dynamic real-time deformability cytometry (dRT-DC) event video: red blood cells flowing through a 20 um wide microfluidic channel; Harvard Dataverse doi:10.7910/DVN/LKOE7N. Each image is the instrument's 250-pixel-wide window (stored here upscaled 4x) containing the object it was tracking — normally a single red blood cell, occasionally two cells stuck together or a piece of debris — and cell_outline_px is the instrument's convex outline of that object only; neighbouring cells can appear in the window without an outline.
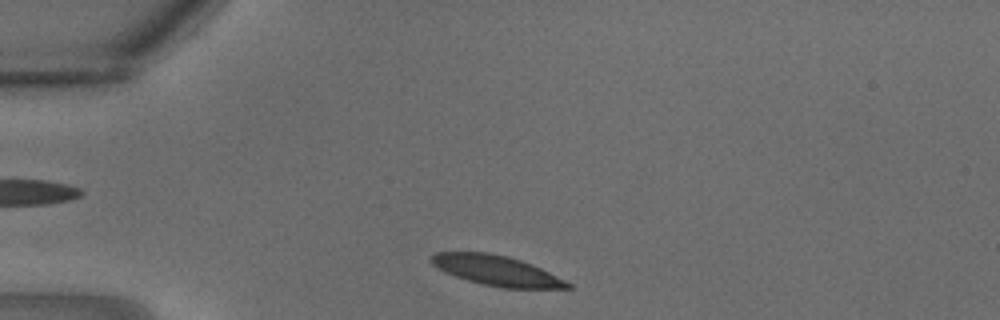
{"species": "common noctule bat (a hibernating species)", "species_latin": "Nyctalus noctula", "temperature_condition": "warm", "stored_images_in_passage": 5, "camera_frame_rate_fps": 3000, "um_per_image_px": 0.085, "animal": {"sex": "male", "body_mass_g": 18.8}, "frame": {"image": 1, "passage_image": 1, "time_ms": 0.0, "image_size_px": [1000, 320], "cell_outline_px": [[572, 288], [504, 288], [484, 284], [468, 280], [444, 272], [432, 264], [432, 256], [436, 252], [488, 252], [508, 256], [532, 264], [572, 284]], "centroid_in_image_um": [42.21, 22.99], "position_along_channel_um": 42.8, "area_um2": 23.52}}
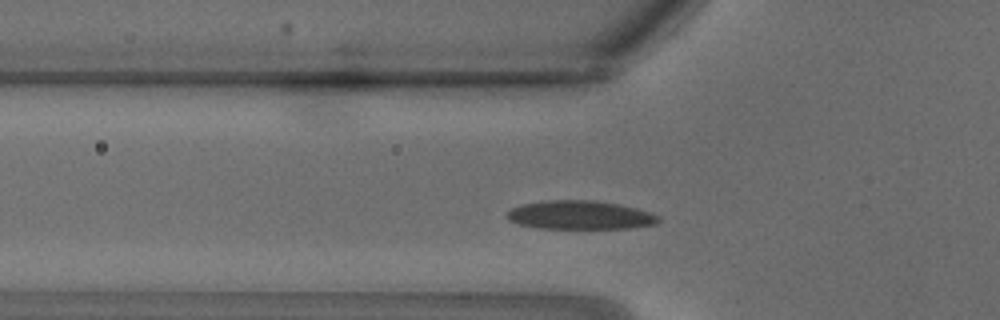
{"frame": {"image": 2, "passage_image": 4, "time_ms": 1.0, "image_size_px": [1000, 320], "cell_outline_px": [[660, 220], [656, 224], [632, 228], [536, 228], [520, 224], [508, 220], [504, 216], [512, 208], [520, 204], [548, 200], [596, 200], [620, 204], [652, 212], [660, 216]], "centroid_in_image_um": [49.32, 18.27], "position_along_channel_um": 76.5, "area_um2": 25.55}}